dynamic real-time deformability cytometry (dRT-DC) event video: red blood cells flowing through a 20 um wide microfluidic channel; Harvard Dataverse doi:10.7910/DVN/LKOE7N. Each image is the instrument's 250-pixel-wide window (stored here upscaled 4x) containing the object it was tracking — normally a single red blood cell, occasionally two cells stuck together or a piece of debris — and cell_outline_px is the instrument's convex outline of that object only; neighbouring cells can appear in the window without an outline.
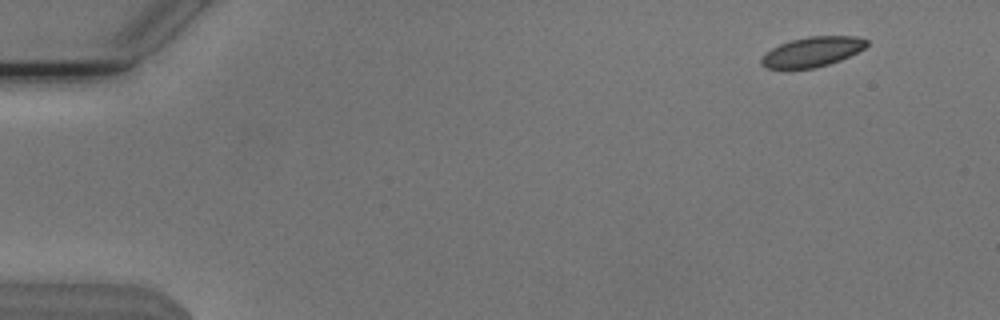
{"species": "Egyptian fruit bat (a non-hibernating species)", "species_latin": "Rousettus aegyptiacus", "temperature_condition": "cold", "stored_images_in_passage": 51, "camera_frame_rate_fps": 3000, "um_per_image_px": 0.085, "animal": {"sex": "male"}, "frame": {"image": 1, "passage_image": 1, "time_ms": 0.0, "image_size_px": [1000, 320], "cell_outline_px": [[868, 44], [864, 48], [840, 60], [816, 68], [768, 68], [760, 64], [760, 60], [772, 48], [780, 44], [792, 40], [808, 36], [856, 36], [868, 40]], "centroid_in_image_um": [69.06, 4.39], "position_along_channel_um": 15.9, "area_um2": 18.03}}
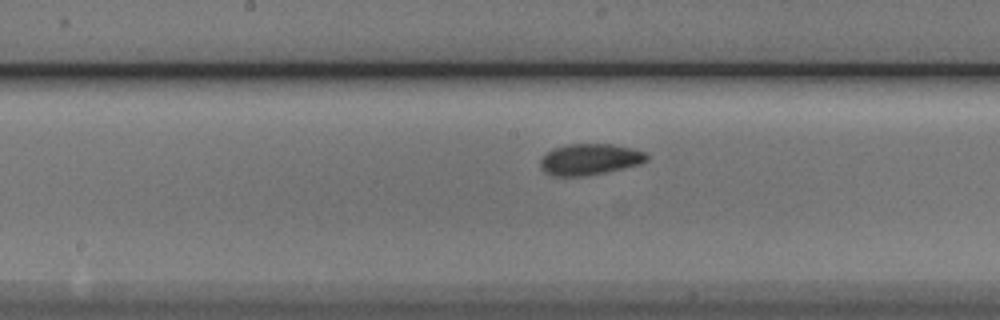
{"frame": {"image": 2, "passage_image": 25, "time_ms": 8.0, "image_size_px": [1000, 320], "cell_outline_px": [[648, 160], [640, 164], [624, 168], [584, 176], [552, 176], [544, 172], [540, 168], [540, 160], [552, 148], [568, 144], [612, 144], [632, 148], [644, 152], [648, 156]], "centroid_in_image_um": [50.11, 13.54], "position_along_channel_um": 198.1, "area_um2": 19.36}}
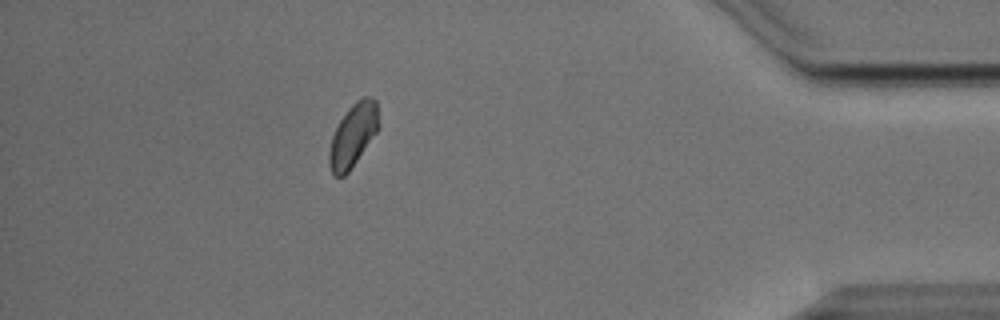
{"frame": {"image": 3, "passage_image": 45, "time_ms": 14.667, "image_size_px": [1000, 320], "cell_outline_px": [[380, 128], [348, 172], [344, 176], [336, 176], [332, 172], [328, 164], [328, 156], [332, 136], [340, 120], [348, 108], [356, 100], [364, 96], [372, 96], [376, 100], [380, 124]], "centroid_in_image_um": [30.03, 11.46], "position_along_channel_um": 405.2, "area_um2": 18.26}, "authors_computed_cell_mechanics": {"area_um2": 18.9006, "velocity_mm_per_s": 3.7794, "shape_relaxation_time_tau1_ms": 3.91, "shape_relaxation_time_tau2_ms": 2.2366, "deformation_change_tau1": 0.067, "deformation_change_tau2": 0.0524}}